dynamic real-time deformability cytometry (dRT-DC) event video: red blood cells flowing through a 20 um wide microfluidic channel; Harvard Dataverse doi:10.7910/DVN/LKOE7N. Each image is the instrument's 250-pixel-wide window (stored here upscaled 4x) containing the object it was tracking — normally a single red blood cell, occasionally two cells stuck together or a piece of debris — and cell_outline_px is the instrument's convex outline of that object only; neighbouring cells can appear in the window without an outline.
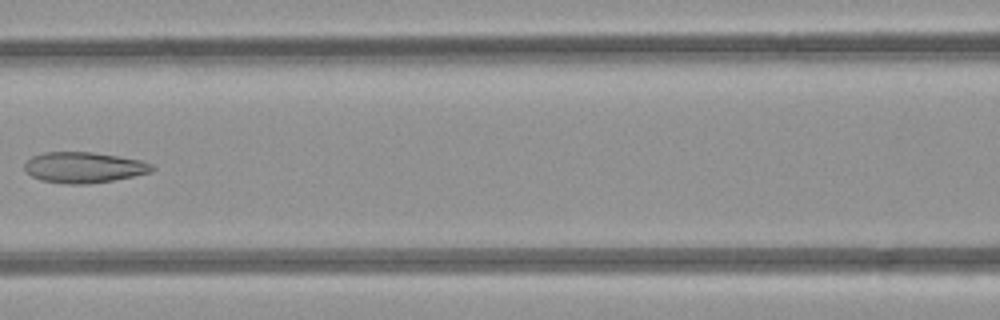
{"species": "common noctule bat (a hibernating species)", "species_latin": "Nyctalus noctula", "temperature_condition": "room temperature", "stored_images_in_passage": 8, "camera_frame_rate_fps": 3000, "um_per_image_px": 0.085, "animal": {"sex": "female", "body_mass_g": 21.9}, "frame": {"image": 1, "passage_image": 7, "time_ms": 7.0, "image_size_px": [1000, 320], "cell_outline_px": [[156, 168], [152, 172], [112, 180], [88, 184], [68, 184], [44, 180], [32, 176], [24, 168], [24, 164], [32, 156], [44, 152], [92, 152], [140, 160], [152, 164]], "centroid_in_image_um": [7.14, 14.22], "position_along_channel_um": 159.5, "area_um2": 22.6}}
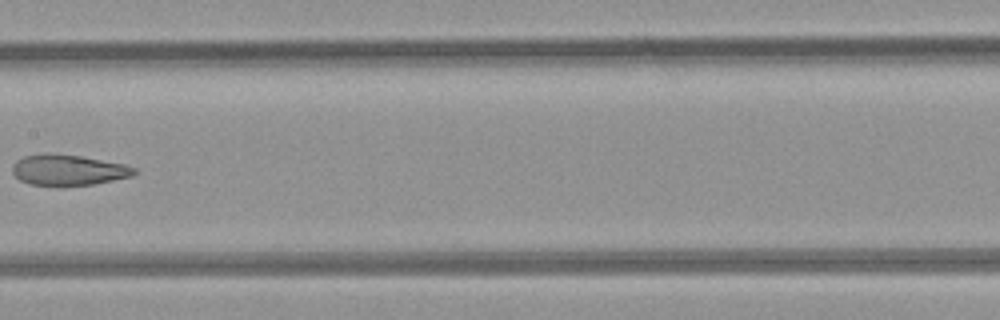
{"frame": {"image": 2, "passage_image": 8, "time_ms": 8.0, "image_size_px": [1000, 320], "cell_outline_px": [[136, 172], [132, 176], [92, 184], [64, 188], [32, 184], [20, 180], [12, 172], [12, 164], [16, 160], [24, 156], [44, 152], [80, 156], [124, 164], [136, 168]], "centroid_in_image_um": [5.76, 14.47], "position_along_channel_um": 201.6, "area_um2": 22.25}}